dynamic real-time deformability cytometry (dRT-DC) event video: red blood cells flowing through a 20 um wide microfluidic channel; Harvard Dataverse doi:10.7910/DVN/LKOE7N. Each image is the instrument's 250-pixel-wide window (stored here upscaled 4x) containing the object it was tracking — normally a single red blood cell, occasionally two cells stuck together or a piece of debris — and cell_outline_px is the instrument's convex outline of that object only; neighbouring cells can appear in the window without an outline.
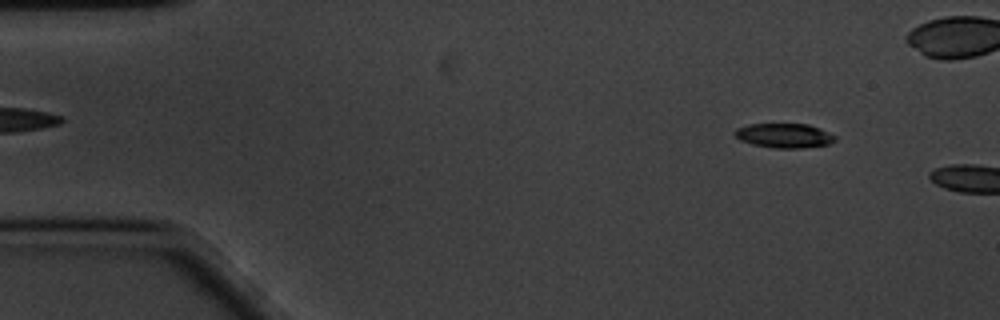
{"species": "common noctule bat (a hibernating species)", "species_latin": "Nyctalus noctula", "temperature_condition": "cold", "stored_images_in_passage": 9, "camera_frame_rate_fps": 3000, "um_per_image_px": 0.085, "animal": {"sex": "male", "body_mass_g": 20.1, "forearm_length_mm": 53.5}, "frame": {"image": 1, "passage_image": 6, "time_ms": 1.667, "image_size_px": [1000, 320], "cell_outline_px": [[836, 140], [828, 144], [800, 148], [772, 148], [752, 144], [740, 140], [732, 132], [736, 128], [748, 124], [808, 124], [820, 128], [836, 136]], "centroid_in_image_um": [66.63, 11.52], "position_along_channel_um": 18.4, "area_um2": 14.33}}